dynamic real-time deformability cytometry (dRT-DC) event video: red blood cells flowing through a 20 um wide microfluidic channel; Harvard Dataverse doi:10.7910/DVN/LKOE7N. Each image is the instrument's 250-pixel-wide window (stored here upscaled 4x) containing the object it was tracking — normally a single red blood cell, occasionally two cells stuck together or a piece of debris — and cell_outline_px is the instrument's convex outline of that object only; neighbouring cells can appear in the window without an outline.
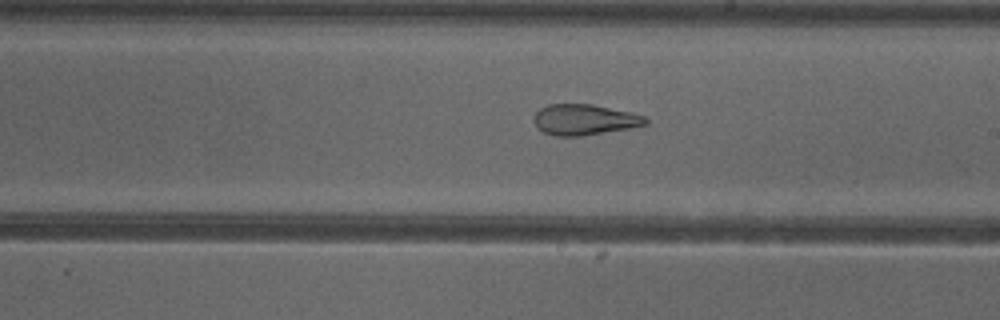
{"species": "common noctule bat (a hibernating species)", "species_latin": "Nyctalus noctula", "temperature_condition": "cold", "stored_images_in_passage": 53, "camera_frame_rate_fps": 3000, "um_per_image_px": 0.085, "animal": {"sex": "female"}, "frame": {"image": 1, "passage_image": 31, "time_ms": 10.0, "image_size_px": [1000, 320], "cell_outline_px": [[648, 124], [628, 128], [580, 136], [556, 136], [544, 132], [536, 128], [532, 120], [532, 116], [540, 108], [548, 104], [592, 104], [628, 112], [644, 116], [648, 120]], "centroid_in_image_um": [49.6, 10.17], "position_along_channel_um": 239.4, "area_um2": 19.94}, "authors_computed_cell_mechanics": {"area_um2": 26.299, "velocity_mm_per_s": 3.9059, "shape_relaxation_time_tau1_ms": null, "shape_relaxation_time_tau2_ms": 2.7053, "deformation_change_tau1": null, "deformation_change_tau2": 0.1201}}